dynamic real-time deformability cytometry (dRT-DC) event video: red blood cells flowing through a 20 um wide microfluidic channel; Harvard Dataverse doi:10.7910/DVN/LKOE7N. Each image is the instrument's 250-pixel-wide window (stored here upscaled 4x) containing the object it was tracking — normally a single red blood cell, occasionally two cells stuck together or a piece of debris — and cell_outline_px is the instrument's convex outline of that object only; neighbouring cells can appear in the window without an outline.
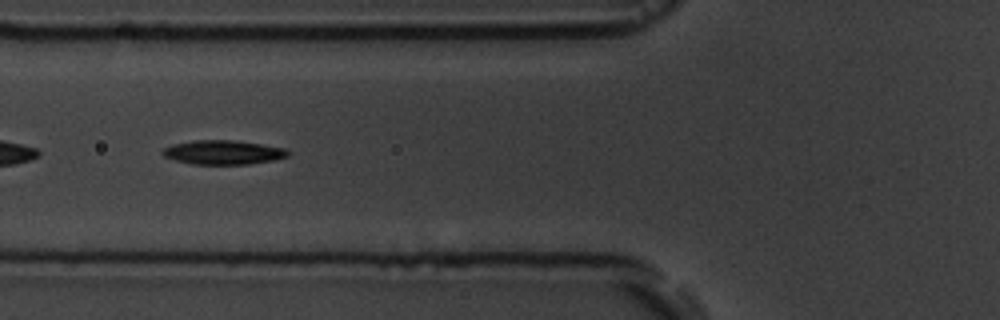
{"species": "common noctule bat (a hibernating species)", "species_latin": "Nyctalus noctula", "temperature_condition": "room temperature", "stored_images_in_passage": 15, "camera_frame_rate_fps": 3000, "um_per_image_px": 0.085, "animal": {"sex": "male", "body_mass_g": 19.5, "forearm_length_mm": 54.6}, "frame": {"image": 1, "passage_image": 5, "time_ms": 4.667, "image_size_px": [1000, 320], "cell_outline_px": [[292, 152], [288, 156], [272, 160], [248, 164], [192, 164], [176, 160], [164, 156], [160, 152], [164, 148], [172, 144], [192, 140], [232, 140], [260, 144], [284, 148]], "centroid_in_image_um": [18.95, 12.94], "position_along_channel_um": 106.9, "area_um2": 17.57}}
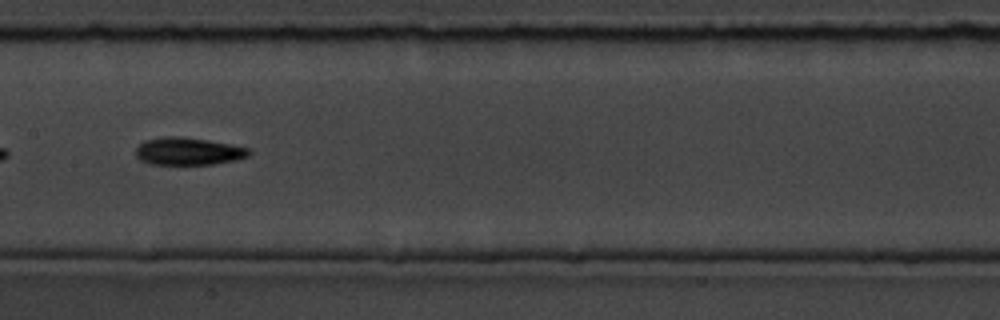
{"frame": {"image": 2, "passage_image": 7, "time_ms": 7.0, "image_size_px": [1000, 320], "cell_outline_px": [[252, 152], [248, 156], [236, 160], [212, 164], [148, 164], [140, 160], [136, 156], [136, 148], [144, 140], [164, 136], [180, 136], [208, 140], [248, 148]], "centroid_in_image_um": [15.97, 12.86], "position_along_channel_um": 191.4, "area_um2": 18.15}, "authors_computed_cell_mechanics": {"area_um2": 17.4556, "velocity_mm_per_s": 3.6247, "shape_relaxation_time_tau1_ms": 2.8961, "shape_relaxation_time_tau2_ms": null, "deformation_change_tau1": 0.1011, "deformation_change_tau2": null}}